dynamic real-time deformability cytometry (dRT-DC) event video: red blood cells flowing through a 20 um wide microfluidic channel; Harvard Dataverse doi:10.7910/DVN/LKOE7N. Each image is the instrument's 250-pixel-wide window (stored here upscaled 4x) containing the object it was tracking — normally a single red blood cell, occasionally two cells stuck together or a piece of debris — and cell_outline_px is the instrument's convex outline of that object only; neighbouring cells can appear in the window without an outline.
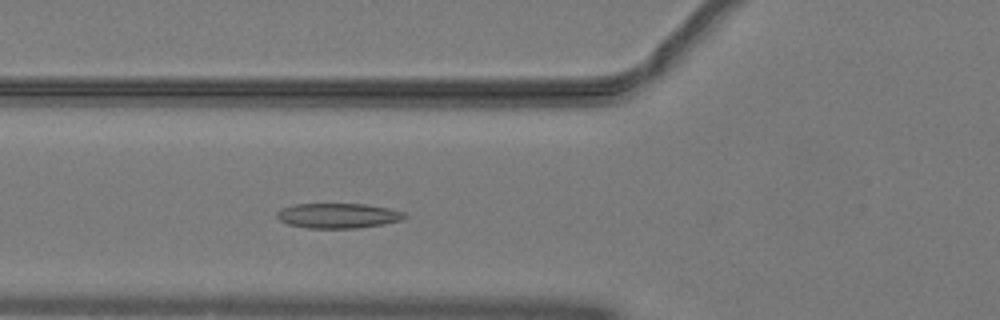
{"species": "common noctule bat (a hibernating species)", "species_latin": "Nyctalus noctula", "temperature_condition": "warm", "stored_images_in_passage": 43, "camera_frame_rate_fps": 3000, "um_per_image_px": 0.085, "animal": {"sex": "male", "body_mass_g": 19.2, "forearm_length_mm": 51.8}, "frame": {"image": 1, "passage_image": 11, "time_ms": 3.333, "image_size_px": [1000, 320], "cell_outline_px": [[408, 216], [404, 220], [384, 224], [356, 228], [308, 228], [288, 224], [280, 220], [276, 216], [276, 212], [280, 208], [292, 204], [368, 204], [388, 208], [404, 212]], "centroid_in_image_um": [28.74, 18.33], "position_along_channel_um": 97.1, "area_um2": 18.79}}
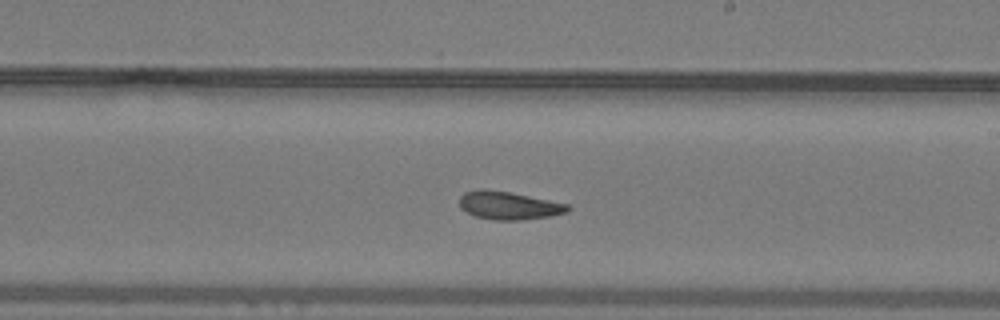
{"frame": {"image": 2, "passage_image": 22, "time_ms": 7.0, "image_size_px": [1000, 320], "cell_outline_px": [[572, 208], [568, 212], [548, 216], [520, 220], [496, 220], [476, 216], [460, 208], [460, 196], [464, 192], [480, 188], [488, 188], [568, 204]], "centroid_in_image_um": [43.22, 17.45], "position_along_channel_um": 245.8, "area_um2": 17.57}}
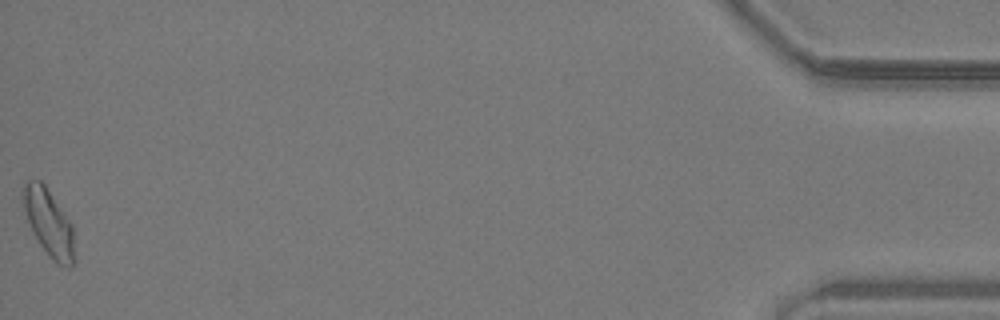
{"frame": {"image": 3, "passage_image": 43, "time_ms": 14.0, "image_size_px": [1000, 320], "cell_outline_px": [[72, 268], [68, 268], [56, 264], [52, 260], [40, 244], [32, 232], [24, 212], [20, 196], [20, 192], [24, 184], [28, 180], [40, 180], [44, 184], [72, 224]], "centroid_in_image_um": [4.07, 18.89], "position_along_channel_um": 431.1, "area_um2": 19.88}, "authors_computed_cell_mechanics": {"area_um2": 18.1492, "velocity_mm_per_s": 4.0534, "shape_relaxation_time_tau1_ms": 7.6864, "shape_relaxation_time_tau2_ms": 3.9888, "deformation_change_tau1": 0.167, "deformation_change_tau2": 0.1197}}